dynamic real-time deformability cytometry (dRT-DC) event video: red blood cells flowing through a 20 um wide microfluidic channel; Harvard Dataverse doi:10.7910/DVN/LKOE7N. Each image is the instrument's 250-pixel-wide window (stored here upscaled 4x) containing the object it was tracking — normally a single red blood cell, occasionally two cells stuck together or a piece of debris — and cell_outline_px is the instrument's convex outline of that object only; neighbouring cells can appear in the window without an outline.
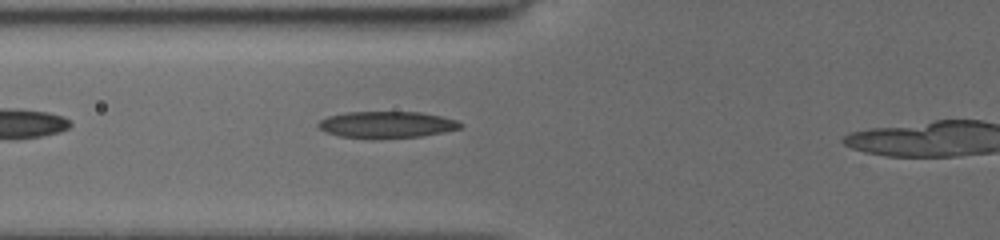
{"species": "common noctule bat (a hibernating species)", "species_latin": "Nyctalus noctula", "temperature_condition": "cold", "stored_images_in_passage": 20, "camera_frame_rate_fps": 3000, "um_per_image_px": 0.085, "animal": {"sex": "female", "body_mass_g": 19.5, "forearm_length_mm": 54.1}, "frame": {"image": 1, "passage_image": 6, "time_ms": 1.0, "image_size_px": [1000, 240], "cell_outline_px": [[464, 124], [460, 128], [444, 132], [424, 136], [376, 140], [372, 140], [340, 136], [328, 132], [320, 128], [316, 124], [320, 120], [328, 116], [348, 112], [420, 112], [440, 116], [456, 120]], "centroid_in_image_um": [32.88, 10.62], "position_along_channel_um": 92.9, "area_um2": 22.37}}
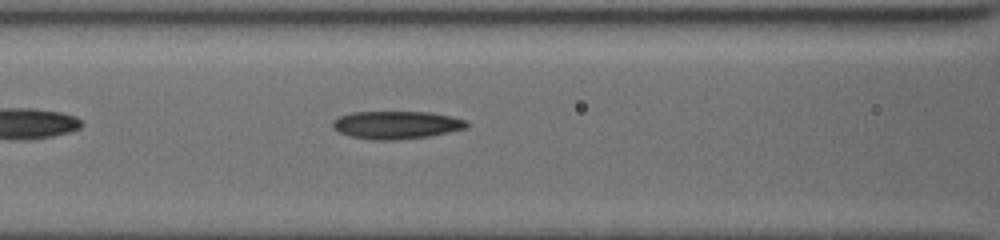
{"frame": {"image": 2, "passage_image": 11, "time_ms": 2.0, "image_size_px": [1000, 240], "cell_outline_px": [[468, 128], [428, 136], [396, 140], [372, 140], [348, 136], [332, 128], [332, 120], [340, 116], [352, 112], [428, 112], [468, 120]], "centroid_in_image_um": [33.67, 10.62], "position_along_channel_um": 132.9, "area_um2": 21.79}}
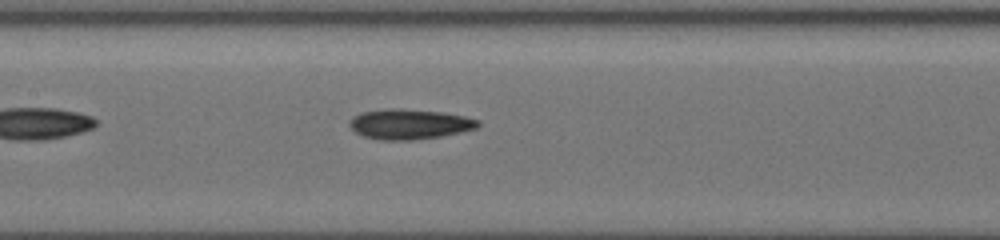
{"frame": {"image": 3, "passage_image": 17, "time_ms": 3.0, "image_size_px": [1000, 240], "cell_outline_px": [[480, 124], [476, 128], [460, 132], [440, 136], [412, 140], [376, 140], [364, 136], [356, 132], [348, 124], [348, 120], [352, 116], [360, 112], [388, 108], [396, 108], [444, 112], [464, 116], [480, 120]], "centroid_in_image_um": [34.76, 10.54], "position_along_channel_um": 172.6, "area_um2": 22.72}}